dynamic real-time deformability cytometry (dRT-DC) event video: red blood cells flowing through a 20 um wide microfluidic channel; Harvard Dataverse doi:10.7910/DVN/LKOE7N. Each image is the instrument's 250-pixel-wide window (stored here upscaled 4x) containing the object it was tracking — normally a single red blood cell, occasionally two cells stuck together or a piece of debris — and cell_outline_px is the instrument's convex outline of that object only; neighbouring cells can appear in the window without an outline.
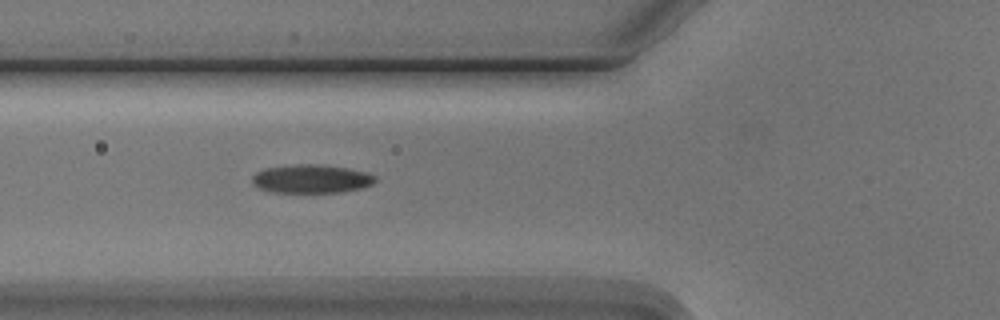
{"species": "Egyptian fruit bat (a non-hibernating species)", "species_latin": "Rousettus aegyptiacus", "temperature_condition": "cold", "stored_images_in_passage": 3, "segment_of_instrument_passage": [1, 2], "camera_frame_rate_fps": 3000, "um_per_image_px": 0.085, "animal": {"sex": "male"}, "frame": {"image": 1, "passage_image": 2, "time_ms": 1.0, "image_size_px": [1000, 320], "cell_outline_px": [[376, 180], [372, 184], [360, 188], [340, 192], [272, 192], [260, 188], [252, 184], [252, 176], [256, 172], [264, 168], [300, 164], [320, 164], [348, 168], [368, 172], [376, 176]], "centroid_in_image_um": [26.47, 15.19], "position_along_channel_um": 99.3, "area_um2": 20.46}}